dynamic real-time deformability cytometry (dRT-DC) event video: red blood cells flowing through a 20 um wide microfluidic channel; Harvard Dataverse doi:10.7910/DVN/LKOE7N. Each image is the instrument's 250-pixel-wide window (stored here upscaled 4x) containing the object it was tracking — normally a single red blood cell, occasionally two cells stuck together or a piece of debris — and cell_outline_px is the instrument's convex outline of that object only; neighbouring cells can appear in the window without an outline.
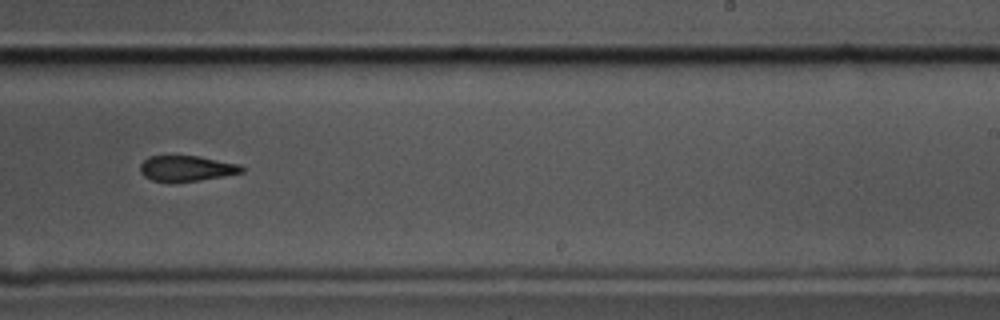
{"species": "common noctule bat (a hibernating species)", "species_latin": "Nyctalus noctula", "temperature_condition": "cold", "stored_images_in_passage": 11, "camera_frame_rate_fps": 3000, "um_per_image_px": 0.085, "animal": {"sex": "male", "body_mass_g": 17.5, "forearm_length_mm": 52.3}, "frame": {"image": 1, "passage_image": 10, "time_ms": 3.0, "image_size_px": [1000, 320], "cell_outline_px": [[244, 172], [224, 176], [200, 180], [152, 180], [144, 176], [140, 172], [140, 164], [148, 156], [200, 156], [240, 164], [244, 168]], "centroid_in_image_um": [15.89, 14.28], "position_along_channel_um": 273.1, "area_um2": 14.85}}
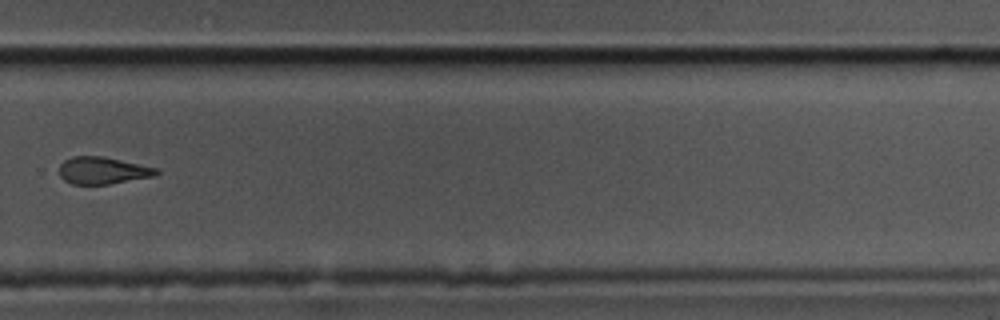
{"frame": {"image": 2, "passage_image": 11, "time_ms": 3.333, "image_size_px": [1000, 320], "cell_outline_px": [[160, 172], [156, 176], [108, 184], [72, 184], [64, 180], [60, 176], [60, 164], [64, 160], [72, 156], [104, 156], [160, 168]], "centroid_in_image_um": [8.78, 14.48], "position_along_channel_um": 321.0, "area_um2": 15.55}}